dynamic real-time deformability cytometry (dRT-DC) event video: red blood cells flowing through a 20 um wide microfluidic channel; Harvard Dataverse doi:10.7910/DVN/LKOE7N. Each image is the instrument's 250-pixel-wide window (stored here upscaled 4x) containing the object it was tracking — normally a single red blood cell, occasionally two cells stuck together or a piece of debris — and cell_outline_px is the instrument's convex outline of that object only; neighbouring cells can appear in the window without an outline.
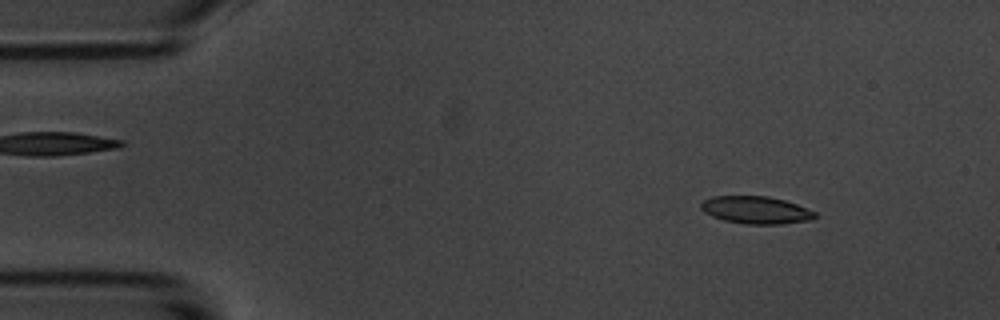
{"species": "common noctule bat (a hibernating species)", "species_latin": "Nyctalus noctula", "temperature_condition": "room temperature", "stored_images_in_passage": 55, "camera_frame_rate_fps": 3000, "um_per_image_px": 0.085, "animal": {"sex": "male", "body_mass_g": 20.1, "forearm_length_mm": 53.5}, "frame": {"image": 1, "passage_image": 6, "time_ms": 1.667, "image_size_px": [1000, 320], "cell_outline_px": [[816, 216], [812, 220], [780, 224], [744, 224], [724, 220], [712, 216], [704, 212], [700, 208], [700, 204], [704, 200], [712, 196], [768, 196], [784, 200], [796, 204], [816, 212]], "centroid_in_image_um": [64.24, 17.85], "position_along_channel_um": 20.8, "area_um2": 18.26}}
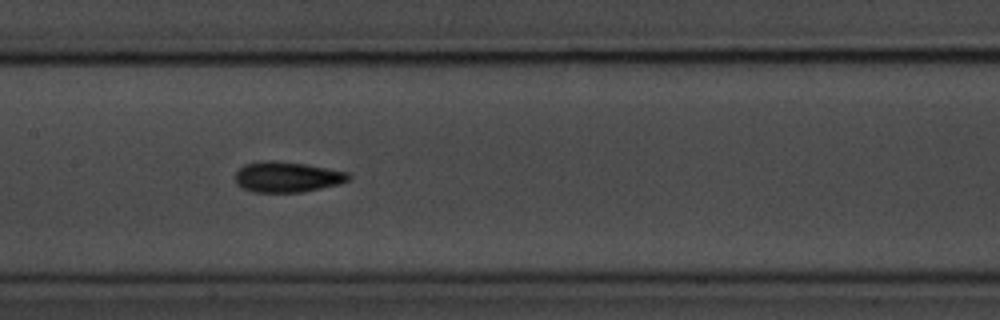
{"frame": {"image": 2, "passage_image": 26, "time_ms": 8.333, "image_size_px": [1000, 320], "cell_outline_px": [[352, 176], [348, 180], [340, 184], [300, 192], [252, 192], [236, 184], [236, 172], [244, 164], [264, 160], [272, 160], [304, 164], [348, 172]], "centroid_in_image_um": [24.39, 15.04], "position_along_channel_um": 183.0, "area_um2": 20.06}}
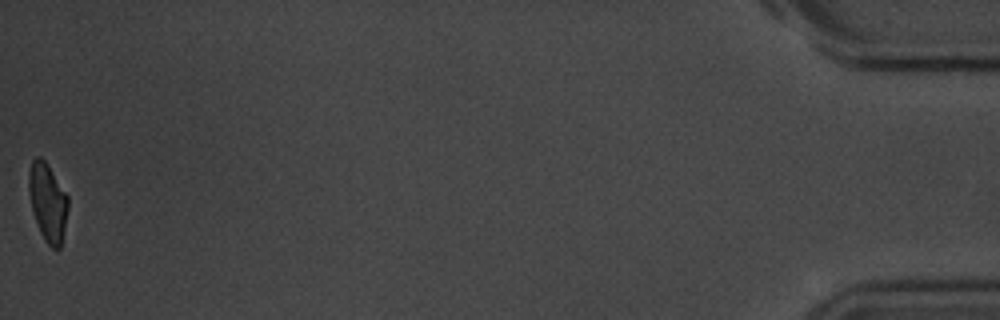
{"frame": {"image": 3, "passage_image": 55, "time_ms": 18.0, "image_size_px": [1000, 320], "cell_outline_px": [[68, 208], [60, 248], [52, 248], [44, 240], [40, 232], [32, 208], [28, 188], [28, 172], [32, 160], [36, 156], [40, 156], [44, 160], [68, 196]], "centroid_in_image_um": [4.04, 17.17], "position_along_channel_um": 431.2, "area_um2": 17.57}, "authors_computed_cell_mechanics": {"area_um2": 18.9584, "velocity_mm_per_s": 3.5966, "shape_relaxation_time_tau1_ms": 4.5294, "shape_relaxation_time_tau2_ms": 3.1121, "deformation_change_tau1": 0.1376, "deformation_change_tau2": 0.0978}}